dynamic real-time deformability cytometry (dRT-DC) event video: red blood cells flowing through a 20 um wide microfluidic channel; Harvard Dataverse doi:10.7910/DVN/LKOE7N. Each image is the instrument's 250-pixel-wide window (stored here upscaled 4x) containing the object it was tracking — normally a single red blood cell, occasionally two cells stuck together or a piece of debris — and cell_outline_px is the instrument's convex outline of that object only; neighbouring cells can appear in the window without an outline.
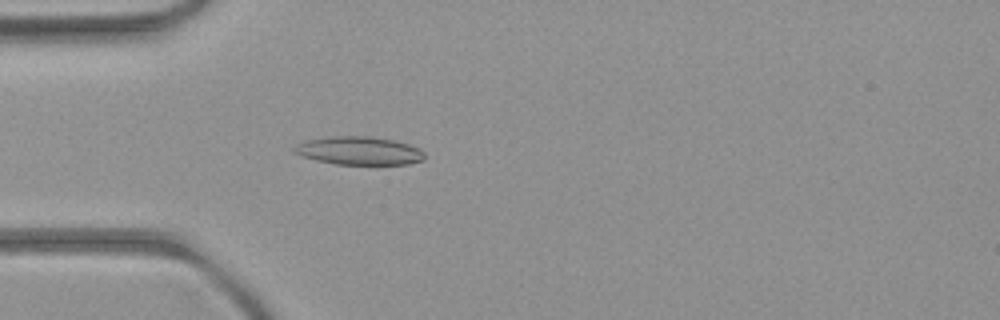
{"species": "common noctule bat (a hibernating species)", "species_latin": "Nyctalus noctula", "temperature_condition": "room temperature", "stored_images_in_passage": 4, "camera_frame_rate_fps": 3000, "um_per_image_px": 0.085, "animal": {"sex": "female", "body_mass_g": 21.9}, "frame": {"image": 1, "passage_image": 4, "time_ms": 3.333, "image_size_px": [1000, 320], "cell_outline_px": [[424, 160], [408, 164], [336, 164], [316, 160], [300, 156], [292, 152], [292, 148], [304, 140], [332, 136], [368, 136], [392, 140], [408, 144], [420, 148], [424, 152]], "centroid_in_image_um": [30.49, 12.81], "position_along_channel_um": 54.5, "area_um2": 21.5}}